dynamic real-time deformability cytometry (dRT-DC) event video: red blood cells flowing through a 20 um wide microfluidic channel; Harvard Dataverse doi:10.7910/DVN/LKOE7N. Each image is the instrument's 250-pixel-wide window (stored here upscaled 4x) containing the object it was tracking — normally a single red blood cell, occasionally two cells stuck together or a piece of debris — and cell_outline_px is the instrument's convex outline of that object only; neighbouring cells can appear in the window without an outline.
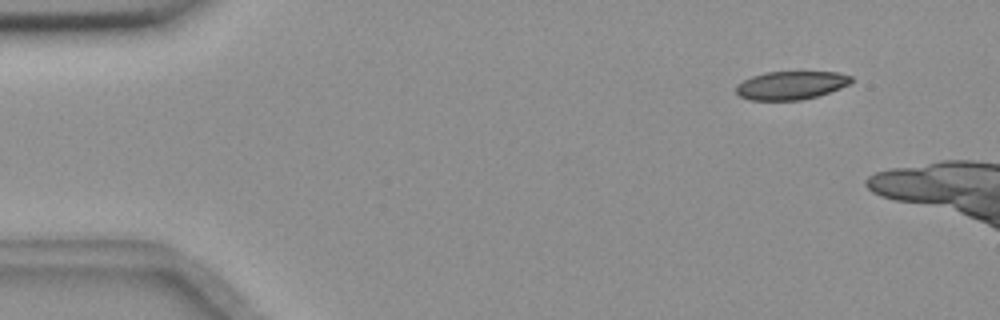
{"species": "common noctule bat (a hibernating species)", "species_latin": "Nyctalus noctula", "temperature_condition": "room temperature", "stored_images_in_passage": 13, "camera_frame_rate_fps": 3000, "um_per_image_px": 0.085, "animal": {"sex": "female", "body_mass_g": 18.4}, "frame": {"image": 1, "passage_image": 6, "time_ms": 1.667, "image_size_px": [1000, 320], "cell_outline_px": [[852, 80], [848, 84], [840, 88], [816, 96], [800, 100], [748, 100], [740, 96], [736, 92], [736, 84], [752, 76], [764, 72], [836, 72], [852, 76]], "centroid_in_image_um": [67.19, 7.25], "position_along_channel_um": 17.8, "area_um2": 18.9}}